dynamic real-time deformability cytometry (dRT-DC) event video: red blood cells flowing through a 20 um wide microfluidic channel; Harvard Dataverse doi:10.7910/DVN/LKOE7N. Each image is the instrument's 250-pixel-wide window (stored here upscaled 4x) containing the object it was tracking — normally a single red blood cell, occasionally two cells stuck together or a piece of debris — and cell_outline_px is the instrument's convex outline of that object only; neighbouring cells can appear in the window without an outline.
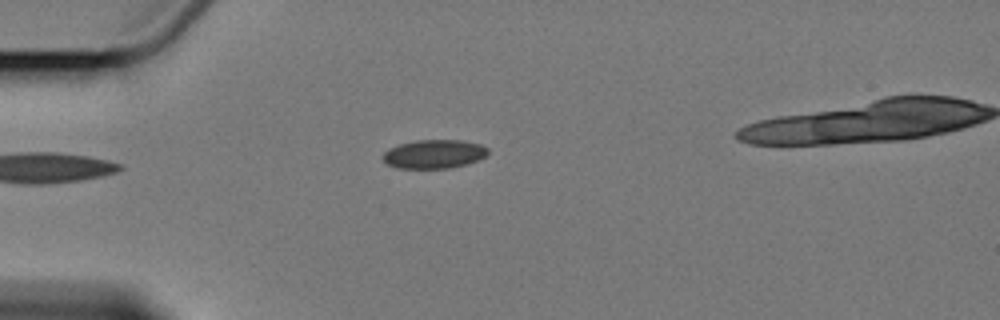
{"species": "Egyptian fruit bat (a non-hibernating species)", "species_latin": "Rousettus aegyptiacus", "temperature_condition": "cold", "stored_images_in_passage": 13, "segment_of_instrument_passage": [1, 2], "camera_frame_rate_fps": 3000, "um_per_image_px": 0.085, "animal": {"sex": "female"}, "frame": {"image": 1, "passage_image": 3, "time_ms": 3.667, "image_size_px": [1000, 320], "cell_outline_px": [[488, 152], [484, 156], [476, 160], [464, 164], [448, 168], [400, 168], [388, 164], [384, 160], [384, 152], [400, 144], [416, 140], [460, 140], [480, 144], [488, 148]], "centroid_in_image_um": [36.9, 13.08], "position_along_channel_um": 48.1, "area_um2": 17.17}}
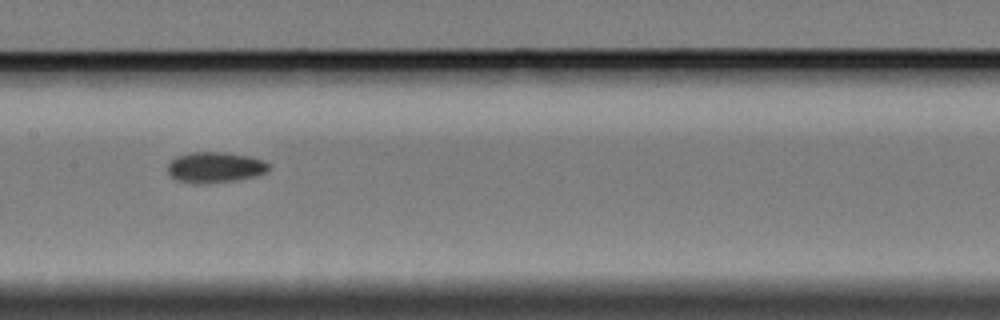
{"frame": {"image": 2, "passage_image": 7, "time_ms": 8.333, "image_size_px": [1000, 320], "cell_outline_px": [[268, 172], [256, 176], [236, 180], [204, 184], [196, 184], [176, 180], [168, 172], [168, 164], [176, 156], [192, 152], [224, 152], [248, 156], [264, 160], [268, 164]], "centroid_in_image_um": [18.28, 14.23], "position_along_channel_um": 189.1, "area_um2": 18.15}}
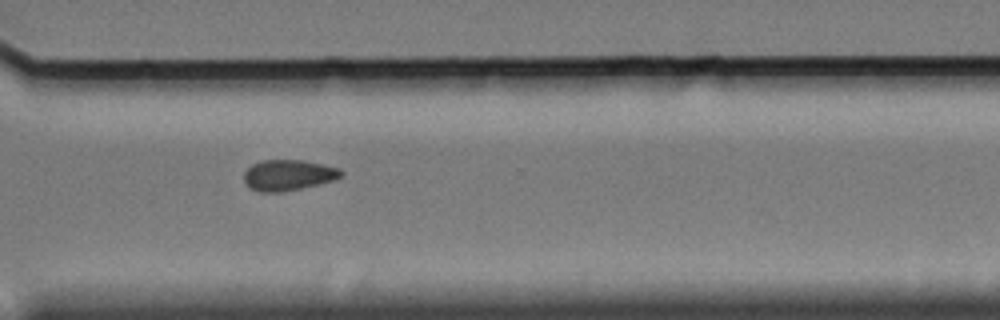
{"frame": {"image": 3, "passage_image": 11, "time_ms": 13.0, "image_size_px": [1000, 320], "cell_outline_px": [[344, 172], [340, 176], [332, 180], [320, 184], [284, 192], [260, 192], [248, 188], [244, 180], [244, 172], [252, 164], [264, 160], [304, 160], [340, 168]], "centroid_in_image_um": [24.48, 14.89], "position_along_channel_um": 346.1, "area_um2": 17.51}}